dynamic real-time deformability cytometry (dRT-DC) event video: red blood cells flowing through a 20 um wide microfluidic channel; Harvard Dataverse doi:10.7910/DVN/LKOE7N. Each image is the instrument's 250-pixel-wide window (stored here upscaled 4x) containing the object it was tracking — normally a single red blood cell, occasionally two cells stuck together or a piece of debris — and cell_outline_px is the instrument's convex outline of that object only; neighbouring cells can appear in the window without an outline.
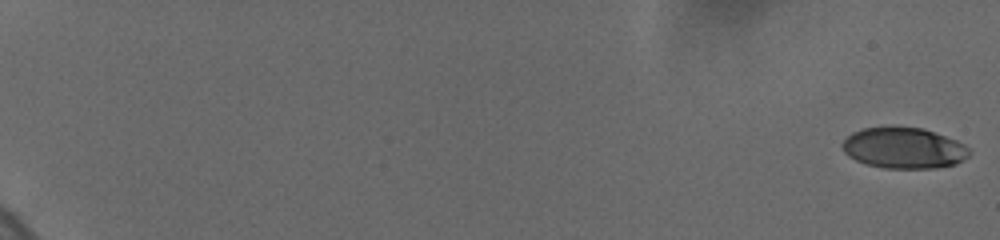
{"species": "human", "species_latin": "Homo sapiens", "temperature_condition": "cold", "stored_images_in_passage": 42, "camera_frame_rate_fps": 3000, "um_per_image_px": 0.085, "donor": {"sex": "female"}, "frame": {"image": 1, "passage_image": 1, "time_ms": 0.0, "image_size_px": [1000, 240], "cell_outline_px": [[972, 152], [964, 160], [956, 164], [936, 168], [884, 168], [868, 164], [856, 160], [848, 156], [844, 152], [840, 144], [852, 132], [864, 128], [924, 128], [956, 140], [964, 144]], "centroid_in_image_um": [76.84, 12.6], "position_along_channel_um": 8.2, "area_um2": 30.11}}
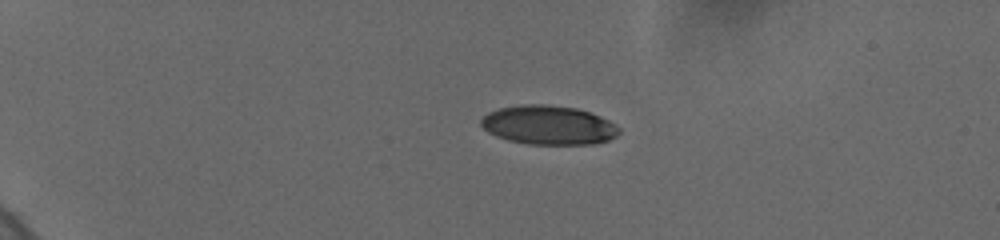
{"frame": {"image": 2, "passage_image": 30, "time_ms": 5.0, "image_size_px": [1000, 240], "cell_outline_px": [[620, 132], [616, 136], [608, 140], [592, 144], [528, 144], [508, 140], [496, 136], [488, 132], [480, 124], [480, 120], [488, 112], [500, 108], [520, 104], [548, 104], [576, 108], [600, 116], [616, 124], [620, 128]], "centroid_in_image_um": [46.62, 10.63], "position_along_channel_um": 38.4, "area_um2": 31.5}}